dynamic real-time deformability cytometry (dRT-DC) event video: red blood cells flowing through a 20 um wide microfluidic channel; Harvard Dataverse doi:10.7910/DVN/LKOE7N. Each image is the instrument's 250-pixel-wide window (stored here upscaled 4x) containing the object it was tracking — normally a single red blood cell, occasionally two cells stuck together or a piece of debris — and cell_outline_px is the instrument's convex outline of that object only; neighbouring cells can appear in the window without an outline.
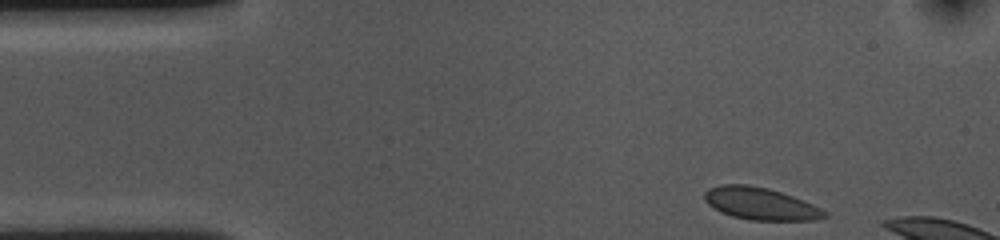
{"species": "common noctule bat (a hibernating species)", "species_latin": "Nyctalus noctula", "temperature_condition": "cold", "stored_images_in_passage": 7, "camera_frame_rate_fps": 3000, "um_per_image_px": 0.085, "animal": {"sex": "female", "body_mass_g": 10.0, "forearm_length_mm": 53.1}, "frame": {"image": 1, "passage_image": 1, "time_ms": 0.0, "image_size_px": [1000, 240], "cell_outline_px": [[828, 216], [816, 220], [748, 220], [732, 216], [720, 212], [708, 204], [704, 200], [704, 192], [708, 188], [720, 184], [748, 184], [768, 188], [792, 196], [812, 204], [828, 212]], "centroid_in_image_um": [64.61, 17.31], "position_along_channel_um": 20.4, "area_um2": 22.66}}